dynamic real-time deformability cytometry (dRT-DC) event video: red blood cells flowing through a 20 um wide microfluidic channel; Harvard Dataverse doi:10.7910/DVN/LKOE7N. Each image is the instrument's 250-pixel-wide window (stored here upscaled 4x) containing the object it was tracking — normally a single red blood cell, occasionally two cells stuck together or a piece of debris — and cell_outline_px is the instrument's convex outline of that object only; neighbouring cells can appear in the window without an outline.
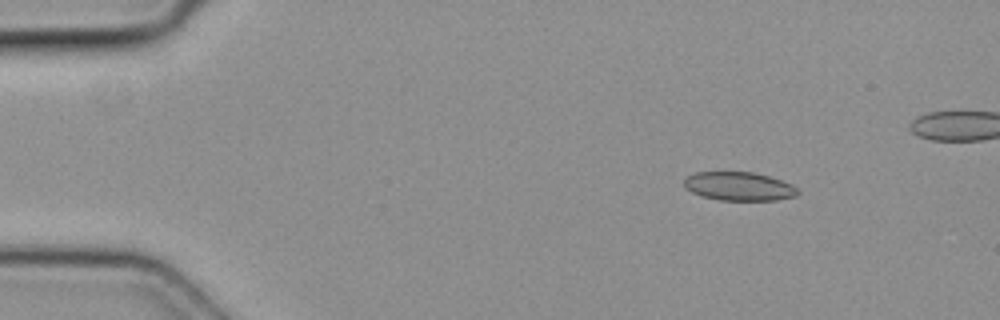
{"species": "common noctule bat (a hibernating species)", "species_latin": "Nyctalus noctula", "temperature_condition": "cold", "stored_images_in_passage": 5, "camera_frame_rate_fps": 3000, "um_per_image_px": 0.085, "animal": {"sex": "female", "body_mass_g": 19.3, "forearm_length_mm": 54.1}, "frame": {"image": 1, "passage_image": 2, "time_ms": 0.333, "image_size_px": [1000, 320], "cell_outline_px": [[800, 192], [796, 196], [776, 200], [720, 200], [700, 196], [684, 188], [684, 176], [696, 172], [752, 172], [768, 176], [792, 184]], "centroid_in_image_um": [62.77, 15.84], "position_along_channel_um": 22.2, "area_um2": 19.07}}